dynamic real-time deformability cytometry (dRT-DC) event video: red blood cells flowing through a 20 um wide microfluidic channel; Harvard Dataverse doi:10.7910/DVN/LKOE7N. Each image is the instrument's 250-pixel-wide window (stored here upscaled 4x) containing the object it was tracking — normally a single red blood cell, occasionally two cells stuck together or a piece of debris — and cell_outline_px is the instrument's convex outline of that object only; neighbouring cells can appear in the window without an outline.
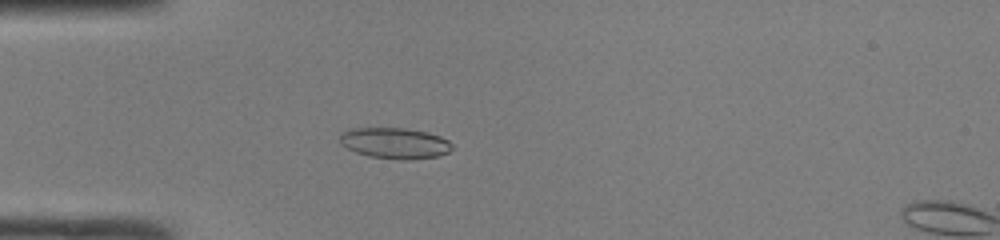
{"species": "common noctule bat (a hibernating species)", "species_latin": "Nyctalus noctula", "temperature_condition": "room temperature", "stored_images_in_passage": 48, "camera_frame_rate_fps": 3000, "um_per_image_px": 0.085, "animal": {"sex": "male", "body_mass_g": 19.0, "forearm_length_mm": 50.8}, "frame": {"image": 1, "passage_image": 14, "time_ms": 4.333, "image_size_px": [1000, 240], "cell_outline_px": [[452, 148], [448, 152], [440, 156], [404, 160], [368, 156], [356, 152], [340, 144], [340, 132], [348, 128], [404, 128], [428, 132], [440, 136], [448, 140], [452, 144]], "centroid_in_image_um": [33.55, 12.16], "position_along_channel_um": 51.5, "area_um2": 20.35}}
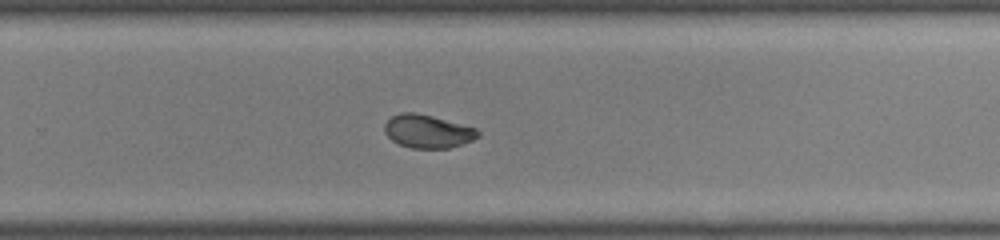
{"frame": {"image": 2, "passage_image": 32, "time_ms": 10.333, "image_size_px": [1000, 240], "cell_outline_px": [[480, 136], [472, 140], [448, 148], [412, 148], [400, 144], [392, 140], [384, 132], [384, 124], [392, 116], [400, 112], [416, 112], [432, 116], [476, 128], [480, 132]], "centroid_in_image_um": [36.34, 11.15], "position_along_channel_um": 293.5, "area_um2": 17.98}}
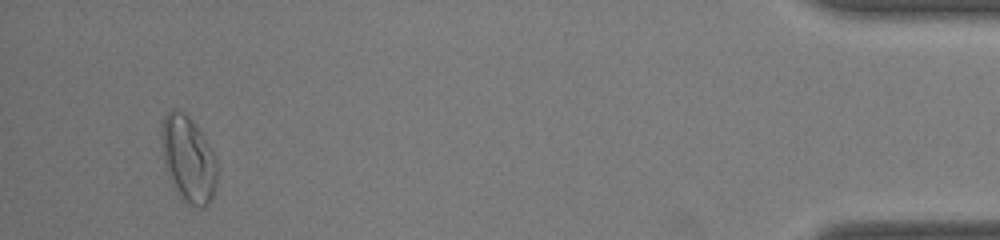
{"frame": {"image": 3, "passage_image": 46, "time_ms": 15.0, "image_size_px": [1000, 240], "cell_outline_px": [[216, 188], [212, 200], [208, 204], [200, 208], [188, 204], [184, 200], [168, 176], [164, 160], [164, 116], [168, 112], [176, 108], [184, 112], [196, 124], [204, 136], [216, 156]], "centroid_in_image_um": [16.07, 13.54], "position_along_channel_um": 419.1, "area_um2": 27.22}, "authors_computed_cell_mechanics": {"area_um2": 19.3341, "velocity_mm_per_s": 4.2231, "shape_relaxation_time_tau1_ms": 4.9563, "shape_relaxation_time_tau2_ms": 0.7318, "deformation_change_tau1": 0.1673, "deformation_change_tau2": 0.0411}}